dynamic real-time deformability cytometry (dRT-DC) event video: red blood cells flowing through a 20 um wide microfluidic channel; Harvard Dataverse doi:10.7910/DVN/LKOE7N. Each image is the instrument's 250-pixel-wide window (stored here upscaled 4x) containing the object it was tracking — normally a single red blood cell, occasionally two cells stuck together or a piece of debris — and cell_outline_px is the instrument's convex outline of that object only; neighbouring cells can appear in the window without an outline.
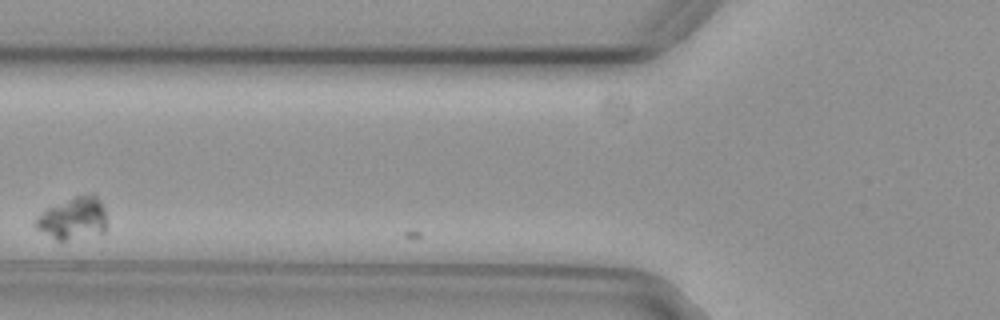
{"species": "common noctule bat (a hibernating species)", "species_latin": "Nyctalus noctula", "temperature_condition": "cold", "stored_images_in_passage": 5, "camera_frame_rate_fps": 3000, "um_per_image_px": 0.085, "animal": {"sex": "female", "body_mass_g": 29.2, "forearm_length_mm": 56.3}, "frame": {"image": 1, "passage_image": 4, "time_ms": 1.0, "image_size_px": [1000, 320], "cell_outline_px": [[108, 228], [104, 232], [64, 240], [56, 240], [36, 228], [32, 224], [36, 216], [48, 208], [72, 196], [92, 192], [100, 200], [104, 208], [108, 220]], "centroid_in_image_um": [6.24, 18.53], "position_along_channel_um": 119.6, "area_um2": 17.86}}